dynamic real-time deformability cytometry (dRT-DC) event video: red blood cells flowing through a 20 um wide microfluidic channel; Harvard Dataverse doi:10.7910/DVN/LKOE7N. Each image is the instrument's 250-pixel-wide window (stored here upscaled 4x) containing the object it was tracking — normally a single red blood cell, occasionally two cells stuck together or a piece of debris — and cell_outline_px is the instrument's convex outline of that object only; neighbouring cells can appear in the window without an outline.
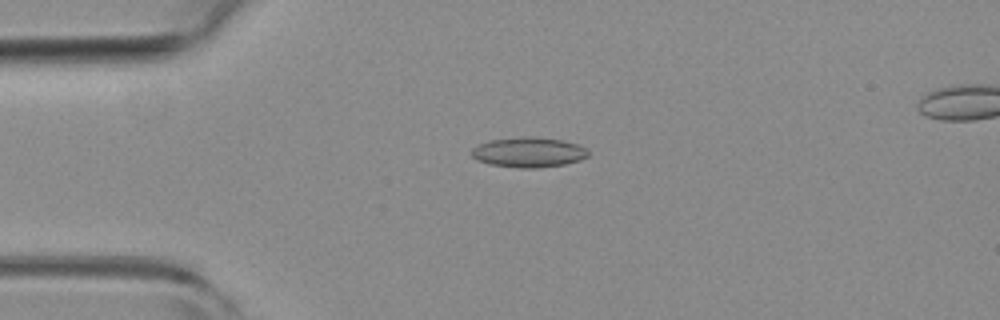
{"species": "common noctule bat (a hibernating species)", "species_latin": "Nyctalus noctula", "temperature_condition": "room temperature", "stored_images_in_passage": 6, "camera_frame_rate_fps": 3000, "um_per_image_px": 0.085, "animal": {"sex": "female", "body_mass_g": 19.3, "forearm_length_mm": 54.1}, "frame": {"image": 1, "passage_image": 4, "time_ms": 1.0, "image_size_px": [1000, 320], "cell_outline_px": [[588, 156], [580, 160], [564, 164], [536, 168], [516, 168], [488, 164], [476, 160], [472, 156], [472, 148], [488, 140], [520, 136], [536, 136], [564, 140], [580, 144], [588, 148]], "centroid_in_image_um": [44.95, 12.93], "position_along_channel_um": 40.1, "area_um2": 20.87}}